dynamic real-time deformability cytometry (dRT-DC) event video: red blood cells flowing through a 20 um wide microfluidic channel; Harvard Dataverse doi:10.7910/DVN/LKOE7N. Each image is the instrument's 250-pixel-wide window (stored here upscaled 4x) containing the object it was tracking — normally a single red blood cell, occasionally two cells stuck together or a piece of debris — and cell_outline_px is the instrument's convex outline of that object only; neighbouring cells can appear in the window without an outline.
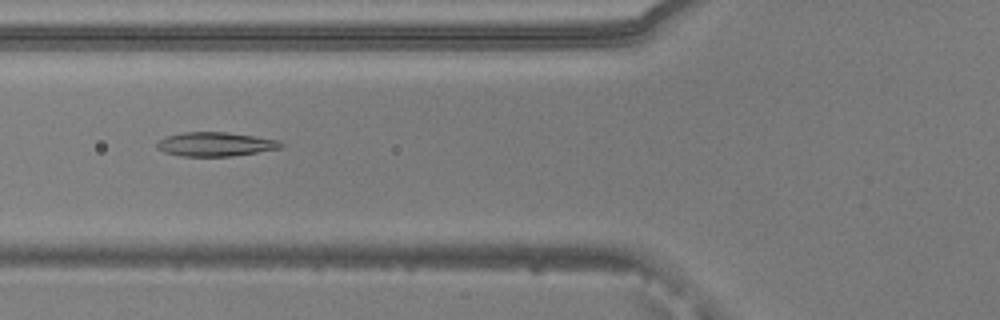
{"species": "common noctule bat (a hibernating species)", "species_latin": "Nyctalus noctula", "temperature_condition": "warm", "stored_images_in_passage": 17, "camera_frame_rate_fps": 3000, "um_per_image_px": 0.085, "animal": {"sex": "male", "body_mass_g": 20.5, "forearm_length_mm": 52.5}, "frame": {"image": 1, "passage_image": 7, "time_ms": 2.0, "image_size_px": [1000, 320], "cell_outline_px": [[284, 144], [280, 148], [232, 156], [180, 156], [164, 152], [156, 148], [156, 144], [160, 140], [168, 136], [184, 132], [228, 132], [280, 140]], "centroid_in_image_um": [18.31, 12.26], "position_along_channel_um": 107.5, "area_um2": 17.28}}
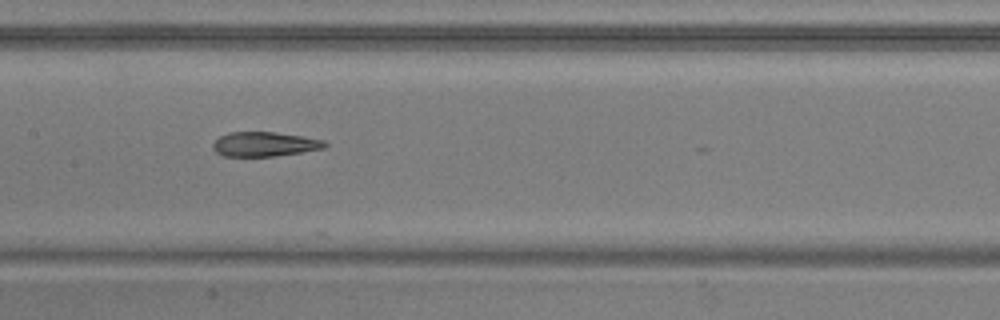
{"frame": {"image": 2, "passage_image": 13, "time_ms": 4.0, "image_size_px": [1000, 320], "cell_outline_px": [[328, 144], [324, 148], [300, 152], [272, 156], [224, 156], [216, 152], [212, 148], [212, 144], [220, 136], [228, 132], [276, 132], [304, 136], [324, 140]], "centroid_in_image_um": [22.48, 12.24], "position_along_channel_um": 184.9, "area_um2": 15.95}}
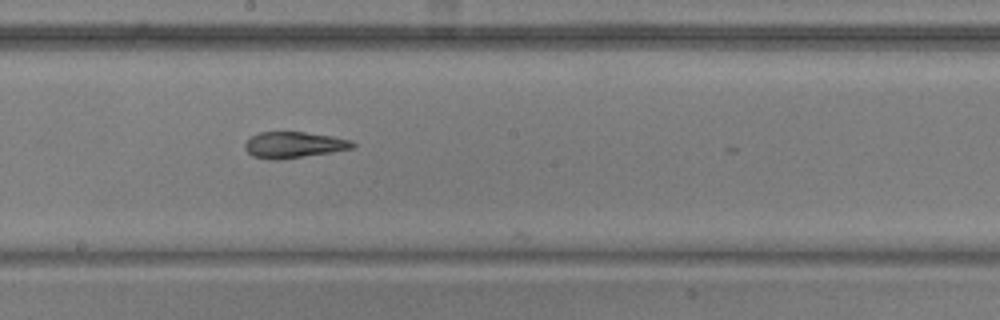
{"frame": {"image": 3, "passage_image": 16, "time_ms": 5.0, "image_size_px": [1000, 320], "cell_outline_px": [[356, 144], [352, 148], [332, 152], [280, 160], [272, 160], [252, 156], [244, 148], [244, 144], [252, 136], [260, 132], [304, 132], [332, 136], [352, 140]], "centroid_in_image_um": [24.97, 12.32], "position_along_channel_um": 223.2, "area_um2": 16.42}}